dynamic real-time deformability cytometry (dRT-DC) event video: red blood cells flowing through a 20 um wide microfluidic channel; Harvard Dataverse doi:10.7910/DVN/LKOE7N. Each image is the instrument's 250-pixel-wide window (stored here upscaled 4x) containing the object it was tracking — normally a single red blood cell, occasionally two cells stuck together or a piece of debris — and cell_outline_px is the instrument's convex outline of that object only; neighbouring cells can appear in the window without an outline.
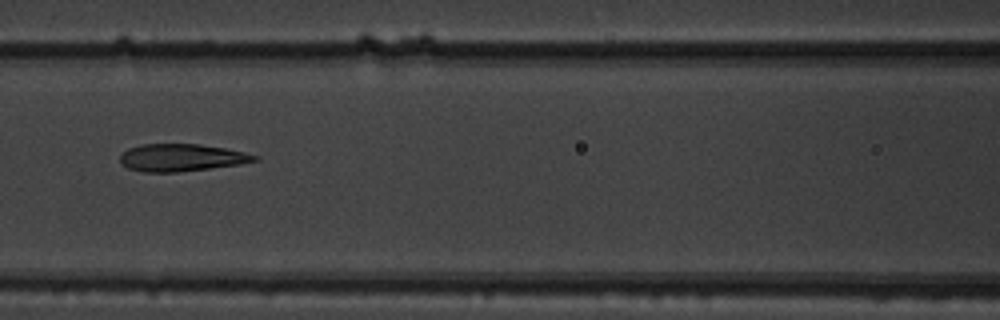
{"species": "common noctule bat (a hibernating species)", "species_latin": "Nyctalus noctula", "temperature_condition": "warm", "stored_images_in_passage": 8, "camera_frame_rate_fps": 3000, "um_per_image_px": 0.085, "animal": {"sex": "male", "body_mass_g": 19.5, "forearm_length_mm": 54.6}, "frame": {"image": 1, "passage_image": 7, "time_ms": 2.0, "image_size_px": [1000, 320], "cell_outline_px": [[260, 160], [240, 164], [176, 172], [144, 172], [128, 168], [120, 160], [120, 156], [128, 148], [140, 144], [200, 144], [224, 148], [244, 152], [260, 156]], "centroid_in_image_um": [15.45, 13.39], "position_along_channel_um": 151.2, "area_um2": 21.33}}
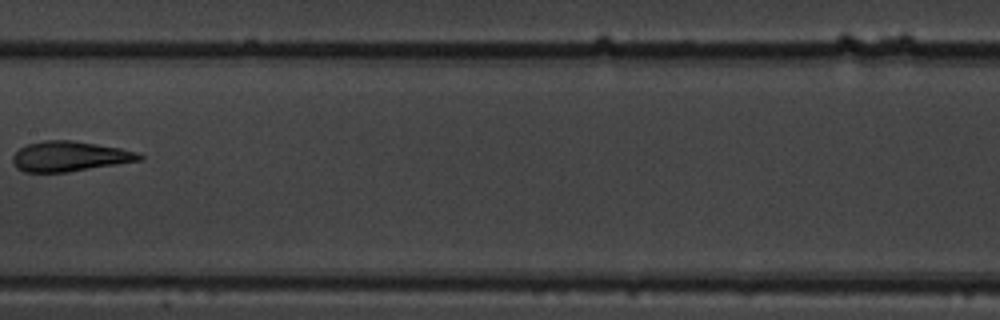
{"frame": {"image": 2, "passage_image": 8, "time_ms": 2.333, "image_size_px": [1000, 320], "cell_outline_px": [[144, 160], [68, 172], [24, 172], [16, 168], [12, 160], [12, 156], [20, 148], [28, 144], [44, 140], [72, 140], [120, 148], [136, 152], [144, 156]], "centroid_in_image_um": [5.93, 13.29], "position_along_channel_um": 201.5, "area_um2": 22.25}}